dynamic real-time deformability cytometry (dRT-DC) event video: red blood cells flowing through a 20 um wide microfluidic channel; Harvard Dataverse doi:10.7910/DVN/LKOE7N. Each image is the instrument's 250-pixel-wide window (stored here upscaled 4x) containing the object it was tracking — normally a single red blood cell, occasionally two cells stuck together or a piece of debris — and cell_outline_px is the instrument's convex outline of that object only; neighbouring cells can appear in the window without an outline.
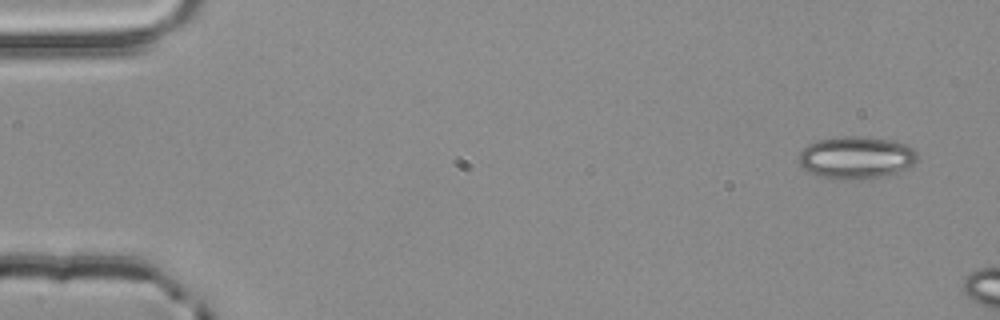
{"species": "common noctule bat (a hibernating species)", "species_latin": "Nyctalus noctula", "temperature_condition": "room temperature", "stored_images_in_passage": 2, "camera_frame_rate_fps": 3000, "um_per_image_px": 0.085, "animal": {"sex": "male", "body_mass_g": 20.4}, "frame": {"image": 1, "passage_image": 1, "time_ms": 0.0, "image_size_px": [1000, 320], "cell_outline_px": [[920, 156], [908, 168], [896, 172], [880, 176], [860, 180], [820, 176], [804, 168], [800, 164], [800, 152], [808, 144], [820, 140], [844, 136], [856, 136], [892, 140], [904, 144], [912, 148]], "centroid_in_image_um": [72.81, 13.38], "position_along_channel_um": 12.2, "area_um2": 28.73}}